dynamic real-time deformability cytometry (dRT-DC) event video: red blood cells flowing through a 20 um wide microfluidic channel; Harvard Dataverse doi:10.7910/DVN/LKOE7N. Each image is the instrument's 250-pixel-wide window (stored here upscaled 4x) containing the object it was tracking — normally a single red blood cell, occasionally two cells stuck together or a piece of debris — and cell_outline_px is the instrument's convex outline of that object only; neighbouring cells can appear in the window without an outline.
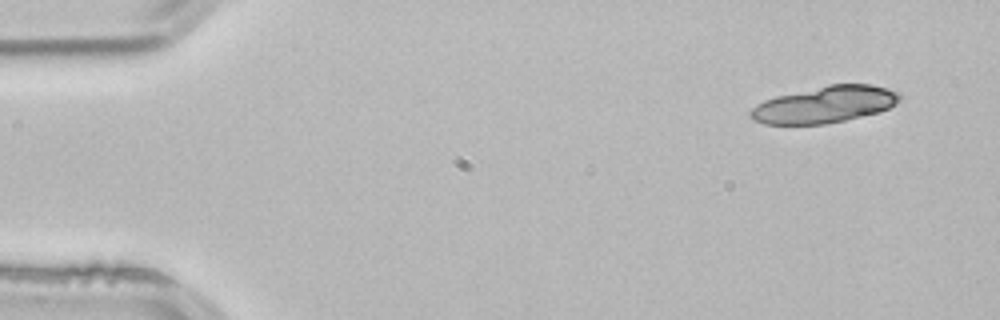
{"species": "common noctule bat (a hibernating species)", "species_latin": "Nyctalus noctula", "temperature_condition": "room temperature", "stored_images_in_passage": 4, "camera_frame_rate_fps": 3000, "um_per_image_px": 0.085, "animal": {"sex": "male", "body_mass_g": 21.5, "forearm_length_mm": 52.0}, "frame": {"image": 1, "passage_image": 1, "time_ms": 0.0, "image_size_px": [1000, 320], "cell_outline_px": [[900, 100], [888, 108], [880, 112], [844, 120], [824, 124], [764, 124], [752, 120], [748, 116], [748, 112], [756, 104], [764, 100], [776, 96], [828, 84], [872, 84], [900, 92]], "centroid_in_image_um": [70.07, 8.88], "position_along_channel_um": 14.9, "area_um2": 31.96}}